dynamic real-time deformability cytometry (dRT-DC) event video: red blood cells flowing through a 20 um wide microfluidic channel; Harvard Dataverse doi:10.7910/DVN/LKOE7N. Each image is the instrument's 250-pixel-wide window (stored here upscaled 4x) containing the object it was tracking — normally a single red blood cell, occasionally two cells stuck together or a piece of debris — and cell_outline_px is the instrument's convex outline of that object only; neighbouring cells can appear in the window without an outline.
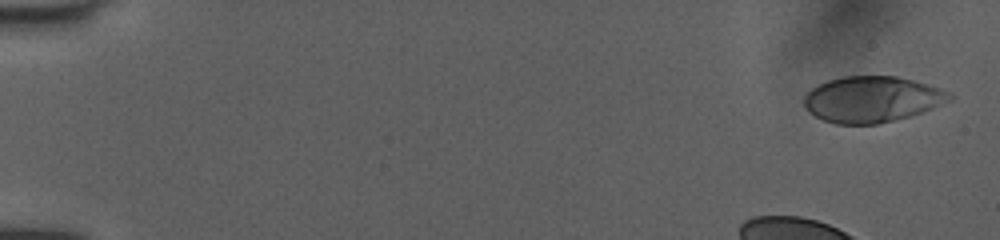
{"species": "human", "species_latin": "Homo sapiens", "temperature_condition": "room temperature", "stored_images_in_passage": 33, "camera_frame_rate_fps": 3000, "um_per_image_px": 0.085, "donor": {"sex": "female"}, "frame": {"image": 1, "passage_image": 1, "time_ms": 0.0, "image_size_px": [1000, 240], "cell_outline_px": [[956, 96], [952, 100], [924, 112], [912, 116], [876, 124], [836, 124], [824, 120], [808, 112], [804, 104], [804, 96], [812, 88], [828, 80], [844, 76], [896, 76], [928, 84], [952, 92]], "centroid_in_image_um": [74.17, 8.44], "position_along_channel_um": 10.8, "area_um2": 39.25}}
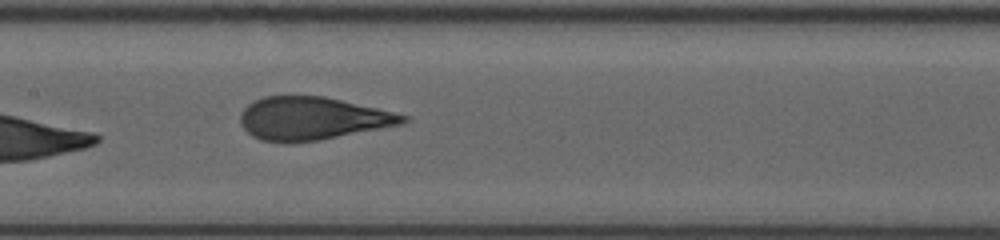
{"frame": {"image": 2, "passage_image": 20, "time_ms": 6.333, "image_size_px": [1000, 240], "cell_outline_px": [[408, 120], [404, 124], [320, 140], [288, 144], [260, 140], [252, 136], [240, 124], [240, 112], [248, 104], [264, 96], [324, 96], [376, 108], [408, 116]], "centroid_in_image_um": [26.51, 10.09], "position_along_channel_um": 180.9, "area_um2": 40.81}}
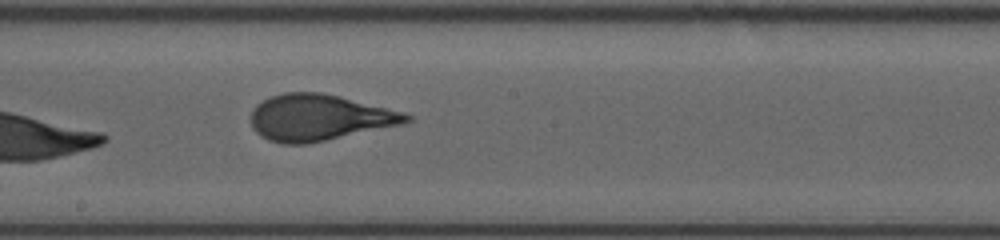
{"frame": {"image": 3, "passage_image": 21, "time_ms": 6.667, "image_size_px": [1000, 240], "cell_outline_px": [[412, 120], [404, 124], [308, 144], [284, 144], [268, 140], [260, 136], [252, 128], [252, 108], [256, 104], [272, 96], [284, 92], [320, 92], [340, 96], [404, 112], [412, 116]], "centroid_in_image_um": [27.13, 10.0], "position_along_channel_um": 221.1, "area_um2": 42.02}, "authors_computed_cell_mechanics": {"area_um2": 40.2866, "velocity_mm_per_s": 4.1292, "shape_relaxation_time_tau1_ms": 1.1719, "shape_relaxation_time_tau2_ms": null, "deformation_change_tau1": 0.155, "deformation_change_tau2": null}}